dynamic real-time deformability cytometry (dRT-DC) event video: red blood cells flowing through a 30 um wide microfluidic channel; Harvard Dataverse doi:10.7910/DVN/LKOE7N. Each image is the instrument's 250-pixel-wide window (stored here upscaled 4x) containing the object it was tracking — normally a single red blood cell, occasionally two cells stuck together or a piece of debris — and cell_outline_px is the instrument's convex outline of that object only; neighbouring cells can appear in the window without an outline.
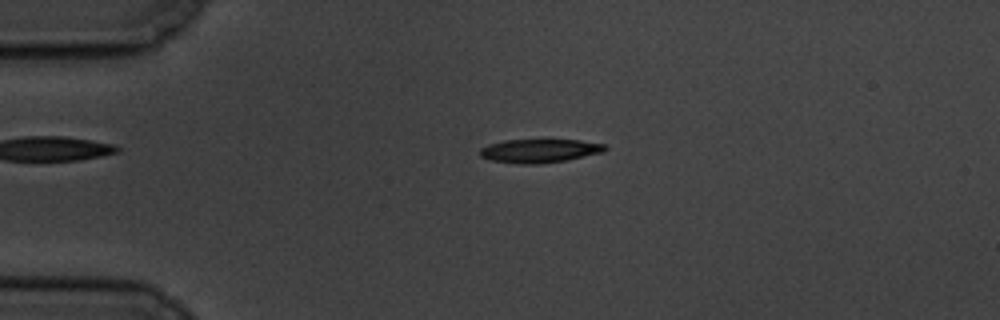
{"species": "common noctule bat (a hibernating species)", "species_latin": "Nyctalus noctula", "temperature_condition": "cold", "stored_images_in_passage": 51, "camera_frame_rate_fps": 3000, "um_per_image_px": 0.085, "animal": {"sex": "male", "body_mass_g": 19.5, "forearm_length_mm": 54.6}, "frame": {"image": 1, "passage_image": 7, "time_ms": 2.0, "image_size_px": [1000, 320], "cell_outline_px": [[608, 148], [604, 152], [564, 160], [540, 164], [520, 164], [492, 160], [480, 156], [480, 148], [488, 144], [504, 140], [580, 140], [604, 144]], "centroid_in_image_um": [45.85, 12.81], "position_along_channel_um": 39.1, "area_um2": 17.11}}
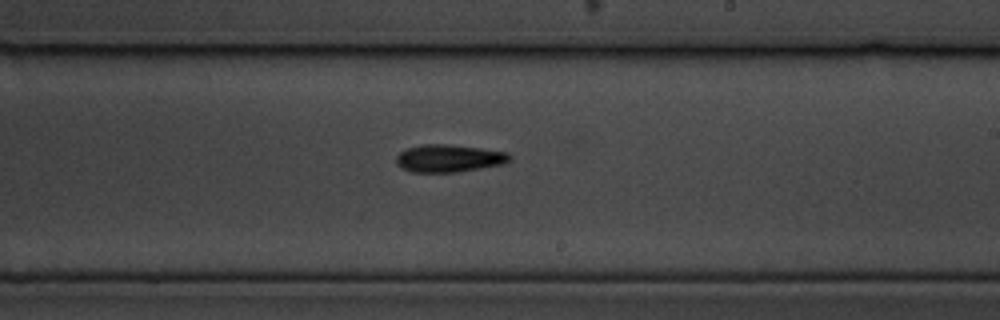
{"frame": {"image": 2, "passage_image": 28, "time_ms": 9.0, "image_size_px": [1000, 320], "cell_outline_px": [[512, 160], [504, 164], [456, 172], [412, 172], [396, 164], [396, 156], [404, 148], [420, 144], [444, 144], [480, 148], [508, 152], [512, 156]], "centroid_in_image_um": [38.16, 13.45], "position_along_channel_um": 250.8, "area_um2": 18.32}}
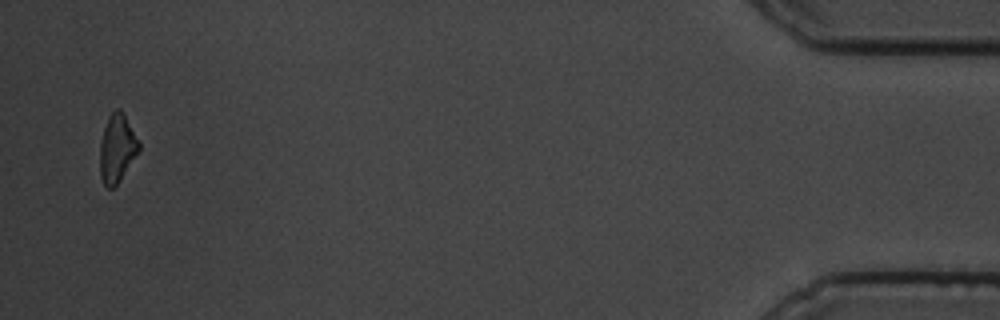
{"frame": {"image": 3, "passage_image": 50, "time_ms": 16.333, "image_size_px": [1000, 320], "cell_outline_px": [[140, 152], [120, 180], [112, 188], [108, 188], [104, 184], [100, 176], [100, 144], [104, 128], [108, 116], [116, 108], [120, 108], [124, 112], [140, 144]], "centroid_in_image_um": [9.97, 12.59], "position_along_channel_um": 425.2, "area_um2": 15.61}, "authors_computed_cell_mechanics": {"area_um2": 17.1088, "velocity_mm_per_s": 3.4857, "shape_relaxation_time_tau1_ms": 3.3145, "shape_relaxation_time_tau2_ms": null, "deformation_change_tau1": 0.15, "deformation_change_tau2": null}}